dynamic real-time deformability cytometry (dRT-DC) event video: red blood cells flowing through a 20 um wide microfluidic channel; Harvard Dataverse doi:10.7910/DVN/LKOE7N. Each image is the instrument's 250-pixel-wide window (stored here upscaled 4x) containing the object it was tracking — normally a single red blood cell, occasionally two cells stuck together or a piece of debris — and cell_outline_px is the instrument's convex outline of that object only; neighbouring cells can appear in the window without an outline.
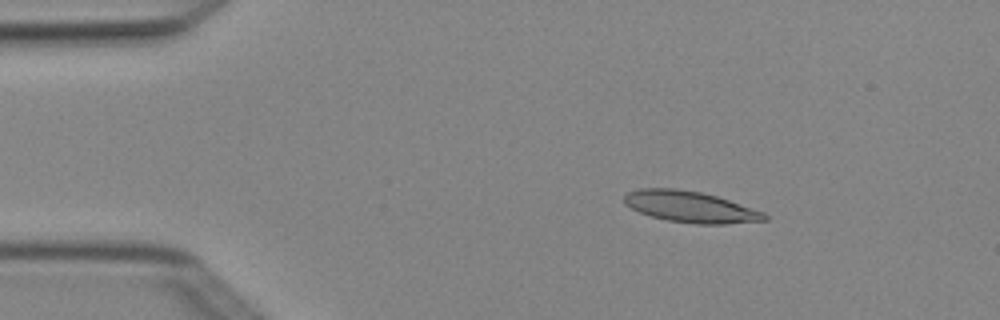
{"species": "Egyptian fruit bat (a non-hibernating species)", "species_latin": "Rousettus aegyptiacus", "temperature_condition": "cold", "stored_images_in_passage": 6, "camera_frame_rate_fps": 3000, "um_per_image_px": 0.085, "animal": {"sex": "female"}, "frame": {"image": 1, "passage_image": 2, "time_ms": 0.333, "image_size_px": [1000, 320], "cell_outline_px": [[768, 220], [724, 224], [696, 224], [668, 220], [652, 216], [640, 212], [624, 204], [624, 196], [628, 192], [640, 188], [676, 188], [700, 192], [716, 196], [764, 212], [768, 216]], "centroid_in_image_um": [58.68, 17.58], "position_along_channel_um": 26.3, "area_um2": 25.32}}
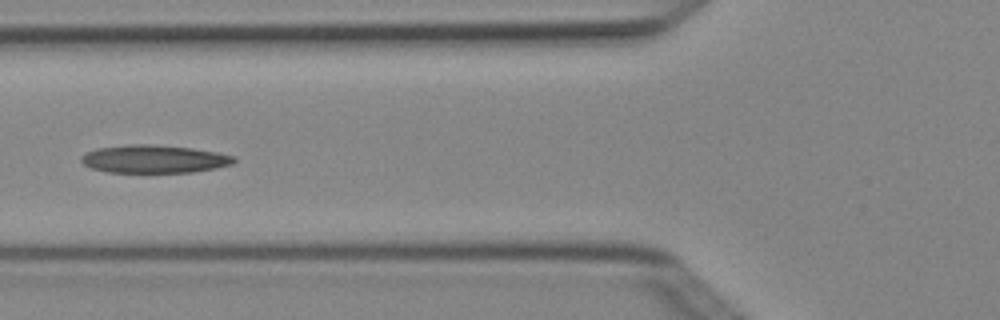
{"frame": {"image": 2, "passage_image": 5, "time_ms": 1.333, "image_size_px": [1000, 320], "cell_outline_px": [[236, 160], [232, 164], [216, 168], [192, 172], [108, 172], [92, 168], [84, 164], [80, 160], [80, 156], [84, 152], [96, 148], [128, 144], [148, 144], [192, 148], [216, 152], [236, 156]], "centroid_in_image_um": [13.07, 13.51], "position_along_channel_um": 112.7, "area_um2": 24.97}}
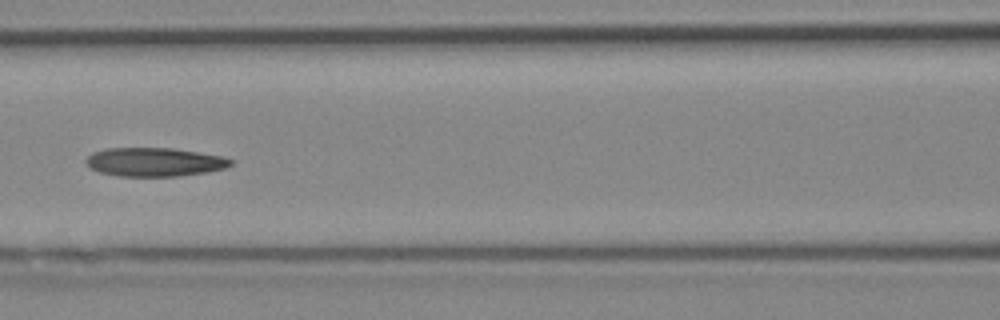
{"frame": {"image": 3, "passage_image": 6, "time_ms": 1.667, "image_size_px": [1000, 320], "cell_outline_px": [[232, 164], [224, 168], [204, 172], [180, 176], [120, 176], [100, 172], [88, 168], [84, 160], [92, 152], [104, 148], [172, 148], [220, 156], [232, 160]], "centroid_in_image_um": [13.04, 13.77], "position_along_channel_um": 153.6, "area_um2": 24.1}}